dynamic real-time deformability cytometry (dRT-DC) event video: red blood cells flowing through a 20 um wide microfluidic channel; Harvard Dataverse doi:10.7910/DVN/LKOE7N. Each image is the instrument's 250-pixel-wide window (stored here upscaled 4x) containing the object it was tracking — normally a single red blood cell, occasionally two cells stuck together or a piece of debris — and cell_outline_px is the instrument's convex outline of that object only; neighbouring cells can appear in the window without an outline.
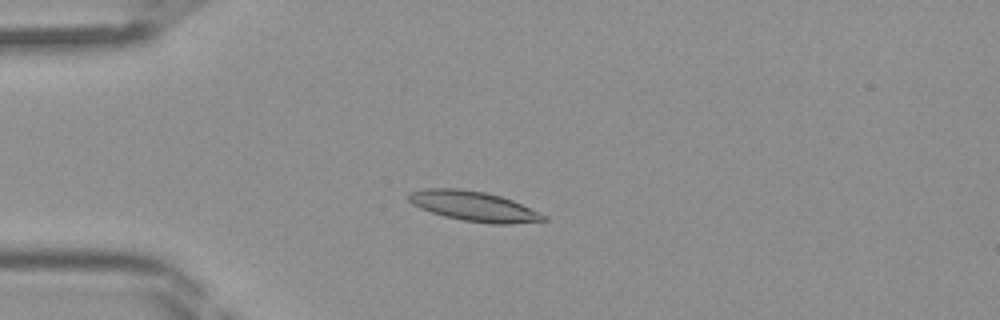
{"species": "Egyptian fruit bat (a non-hibernating species)", "species_latin": "Rousettus aegyptiacus", "temperature_condition": "room temperature", "stored_images_in_passage": 41, "camera_frame_rate_fps": 3000, "um_per_image_px": 0.085, "frame": {"image": 1, "passage_image": 8, "time_ms": 2.333, "image_size_px": [1000, 320], "cell_outline_px": [[548, 220], [512, 224], [492, 224], [464, 220], [444, 216], [420, 208], [412, 204], [404, 196], [408, 192], [424, 188], [456, 188], [484, 192], [500, 196], [512, 200], [548, 216]], "centroid_in_image_um": [40.23, 17.52], "position_along_channel_um": 44.8, "area_um2": 23.58}}
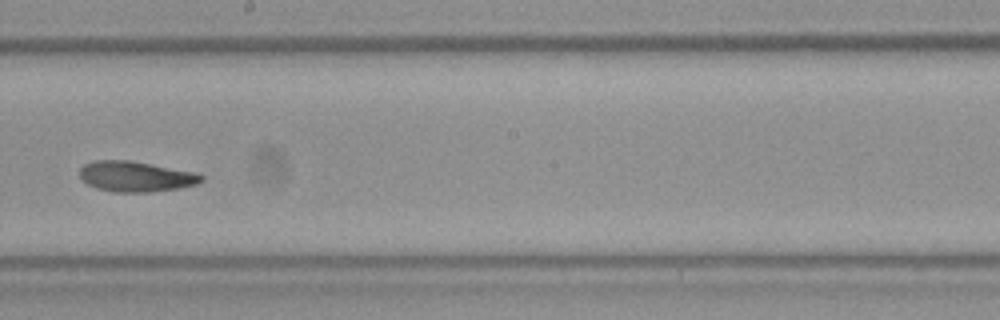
{"frame": {"image": 2, "passage_image": 22, "time_ms": 7.0, "image_size_px": [1000, 320], "cell_outline_px": [[204, 180], [196, 184], [180, 188], [152, 192], [112, 192], [96, 188], [88, 184], [80, 176], [80, 168], [84, 164], [92, 160], [132, 160], [196, 172], [204, 176]], "centroid_in_image_um": [11.56, 14.99], "position_along_channel_um": 236.6, "area_um2": 21.85}}
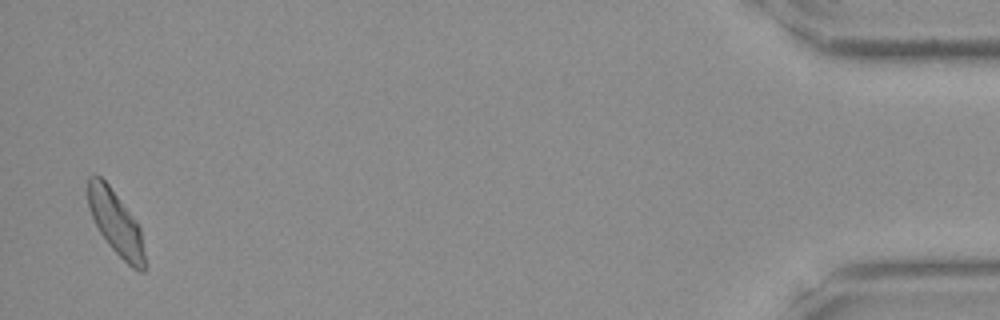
{"frame": {"image": 3, "passage_image": 40, "time_ms": 13.0, "image_size_px": [1000, 320], "cell_outline_px": [[144, 272], [140, 272], [132, 268], [108, 244], [100, 232], [92, 216], [88, 204], [88, 176], [92, 172], [100, 176], [108, 184], [140, 228], [144, 252]], "centroid_in_image_um": [9.82, 18.92], "position_along_channel_um": 425.4, "area_um2": 20.58}}